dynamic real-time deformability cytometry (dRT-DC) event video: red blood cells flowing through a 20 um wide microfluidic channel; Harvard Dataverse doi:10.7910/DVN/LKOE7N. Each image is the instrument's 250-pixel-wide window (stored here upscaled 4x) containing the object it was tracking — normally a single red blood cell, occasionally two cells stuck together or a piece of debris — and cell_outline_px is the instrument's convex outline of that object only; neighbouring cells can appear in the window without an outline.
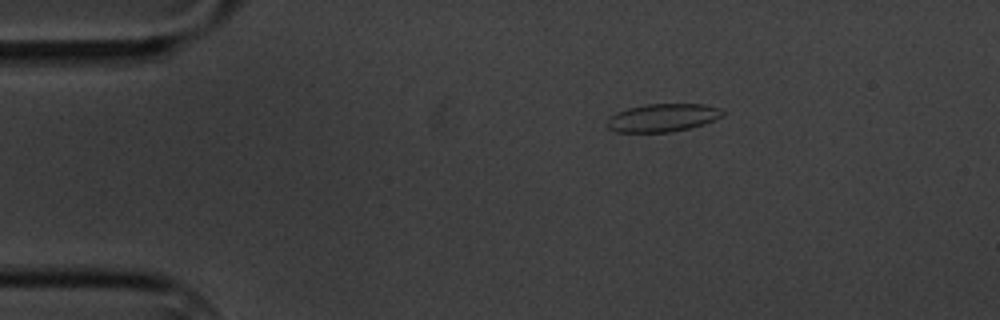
{"species": "common noctule bat (a hibernating species)", "species_latin": "Nyctalus noctula", "temperature_condition": "cold", "stored_images_in_passage": 3, "camera_frame_rate_fps": 3000, "um_per_image_px": 0.085, "animal": {"sex": "male", "body_mass_g": 20.1, "forearm_length_mm": 53.5}, "frame": {"image": 1, "passage_image": 1, "time_ms": 0.0, "image_size_px": [1000, 320], "cell_outline_px": [[724, 116], [704, 124], [692, 128], [672, 132], [616, 132], [608, 128], [604, 124], [608, 116], [616, 112], [628, 108], [648, 104], [704, 104], [720, 108], [724, 112]], "centroid_in_image_um": [56.3, 10.01], "position_along_channel_um": 28.7, "area_um2": 19.19}}